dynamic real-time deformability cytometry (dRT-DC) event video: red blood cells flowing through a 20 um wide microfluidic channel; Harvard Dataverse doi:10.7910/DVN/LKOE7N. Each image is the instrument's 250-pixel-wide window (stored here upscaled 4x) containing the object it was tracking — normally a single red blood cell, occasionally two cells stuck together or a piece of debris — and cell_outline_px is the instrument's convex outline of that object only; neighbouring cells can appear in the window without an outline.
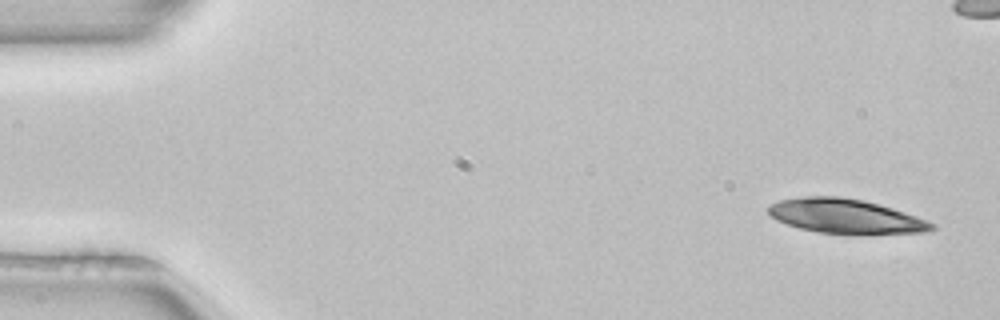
{"species": "common noctule bat (a hibernating species)", "species_latin": "Nyctalus noctula", "temperature_condition": "room temperature", "stored_images_in_passage": 5, "camera_frame_rate_fps": 3000, "um_per_image_px": 0.085, "animal": {"sex": "female", "body_mass_g": 22.7, "forearm_length_mm": 54.2}, "frame": {"image": 1, "passage_image": 1, "time_ms": 0.0, "image_size_px": [1000, 320], "cell_outline_px": [[936, 228], [928, 232], [816, 232], [800, 228], [776, 220], [768, 212], [768, 204], [780, 200], [800, 196], [840, 196], [864, 200], [880, 204], [916, 216], [936, 224]], "centroid_in_image_um": [71.83, 18.33], "position_along_channel_um": 13.2, "area_um2": 32.08}}